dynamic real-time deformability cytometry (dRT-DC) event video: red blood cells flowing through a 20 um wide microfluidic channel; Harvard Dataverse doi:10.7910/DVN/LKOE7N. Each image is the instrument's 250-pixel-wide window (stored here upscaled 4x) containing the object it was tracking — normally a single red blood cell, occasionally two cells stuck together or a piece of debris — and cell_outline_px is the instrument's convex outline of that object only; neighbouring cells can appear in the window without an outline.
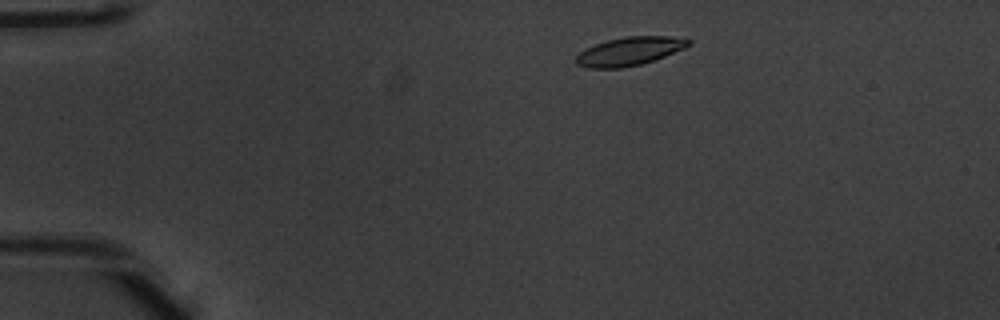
{"species": "common noctule bat (a hibernating species)", "species_latin": "Nyctalus noctula", "temperature_condition": "warm", "stored_images_in_passage": 46, "camera_frame_rate_fps": 3000, "um_per_image_px": 0.085, "animal": {"sex": "male", "body_mass_g": 20.1, "forearm_length_mm": 53.5}, "frame": {"image": 1, "passage_image": 4, "time_ms": 1.0, "image_size_px": [1000, 320], "cell_outline_px": [[692, 44], [684, 48], [664, 56], [640, 64], [620, 68], [588, 68], [576, 64], [576, 56], [584, 48], [608, 40], [624, 36], [668, 36], [692, 40]], "centroid_in_image_um": [53.48, 4.35], "position_along_channel_um": 31.5, "area_um2": 18.5}}
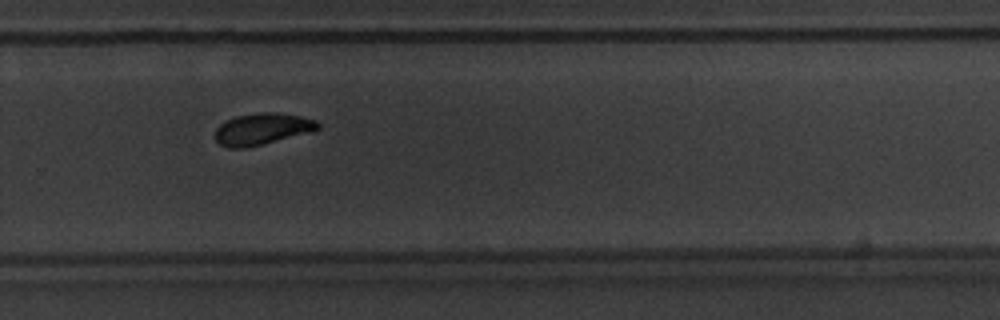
{"frame": {"image": 2, "passage_image": 30, "time_ms": 9.667, "image_size_px": [1000, 320], "cell_outline_px": [[320, 128], [312, 132], [264, 144], [244, 148], [228, 148], [220, 144], [216, 140], [216, 128], [220, 124], [236, 116], [260, 112], [276, 112], [300, 116], [316, 120], [320, 124]], "centroid_in_image_um": [22.32, 10.97], "position_along_channel_um": 307.5, "area_um2": 18.96}}
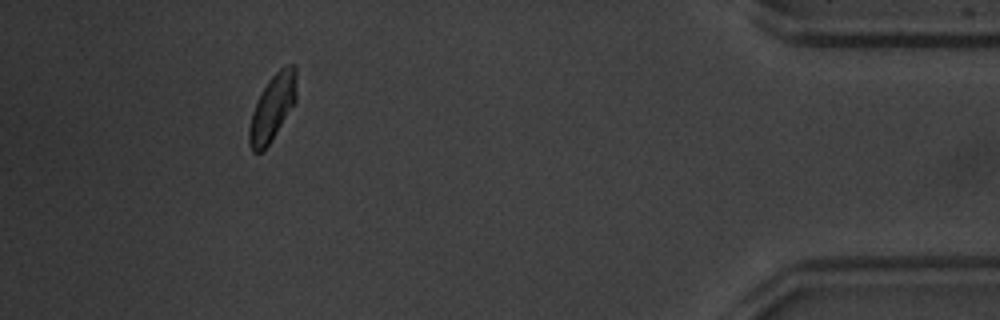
{"frame": {"image": 3, "passage_image": 42, "time_ms": 13.667, "image_size_px": [1000, 320], "cell_outline_px": [[296, 100], [276, 132], [268, 144], [260, 152], [252, 152], [248, 144], [248, 128], [252, 112], [268, 80], [280, 68], [288, 64], [296, 64]], "centroid_in_image_um": [23.15, 9.13], "position_along_channel_um": 412.0, "area_um2": 17.86}, "authors_computed_cell_mechanics": {"area_um2": 18.785, "velocity_mm_per_s": 3.9093, "shape_relaxation_time_tau1_ms": 2.2764, "shape_relaxation_time_tau2_ms": 5.3671, "deformation_change_tau1": 0.1339, "deformation_change_tau2": 0.0761}}